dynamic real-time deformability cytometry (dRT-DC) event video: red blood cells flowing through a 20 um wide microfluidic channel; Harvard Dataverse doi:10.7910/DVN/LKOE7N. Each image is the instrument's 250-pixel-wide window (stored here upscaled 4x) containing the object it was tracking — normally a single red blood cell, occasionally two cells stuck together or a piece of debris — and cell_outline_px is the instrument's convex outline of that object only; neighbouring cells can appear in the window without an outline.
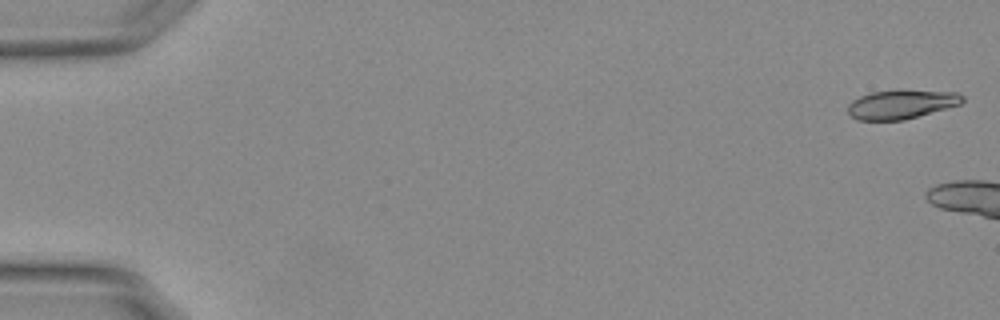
{"species": "Egyptian fruit bat (a non-hibernating species)", "species_latin": "Rousettus aegyptiacus", "temperature_condition": "warm", "stored_images_in_passage": 14, "camera_frame_rate_fps": 3000, "um_per_image_px": 0.085, "animal": {"sex": "female"}, "frame": {"image": 1, "passage_image": 1, "time_ms": 0.0, "image_size_px": [1000, 320], "cell_outline_px": [[964, 100], [960, 104], [904, 120], [856, 120], [848, 112], [848, 104], [852, 100], [860, 96], [872, 92], [900, 88], [956, 92], [964, 96]], "centroid_in_image_um": [76.61, 8.83], "position_along_channel_um": 8.4, "area_um2": 19.77}}